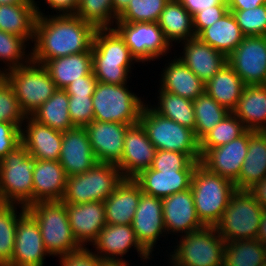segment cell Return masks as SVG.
Wrapping results in <instances>:
<instances>
[{"instance_id": "cell-1", "label": "cell", "mask_w": 266, "mask_h": 266, "mask_svg": "<svg viewBox=\"0 0 266 266\" xmlns=\"http://www.w3.org/2000/svg\"><path fill=\"white\" fill-rule=\"evenodd\" d=\"M39 3V4H38ZM35 0L37 19L31 61L44 65L48 60L89 51L96 28L76 14L46 15ZM40 6V7H39Z\"/></svg>"}, {"instance_id": "cell-2", "label": "cell", "mask_w": 266, "mask_h": 266, "mask_svg": "<svg viewBox=\"0 0 266 266\" xmlns=\"http://www.w3.org/2000/svg\"><path fill=\"white\" fill-rule=\"evenodd\" d=\"M136 62L114 28L96 29L92 43V72L98 82L113 85L128 83L134 63L139 64Z\"/></svg>"}, {"instance_id": "cell-3", "label": "cell", "mask_w": 266, "mask_h": 266, "mask_svg": "<svg viewBox=\"0 0 266 266\" xmlns=\"http://www.w3.org/2000/svg\"><path fill=\"white\" fill-rule=\"evenodd\" d=\"M174 239L173 247L168 246L171 252L166 250L169 266H223L226 242L215 226H204Z\"/></svg>"}, {"instance_id": "cell-4", "label": "cell", "mask_w": 266, "mask_h": 266, "mask_svg": "<svg viewBox=\"0 0 266 266\" xmlns=\"http://www.w3.org/2000/svg\"><path fill=\"white\" fill-rule=\"evenodd\" d=\"M190 189L199 220L205 226H215L220 221L237 190L233 181L211 173L200 163L193 172Z\"/></svg>"}, {"instance_id": "cell-5", "label": "cell", "mask_w": 266, "mask_h": 266, "mask_svg": "<svg viewBox=\"0 0 266 266\" xmlns=\"http://www.w3.org/2000/svg\"><path fill=\"white\" fill-rule=\"evenodd\" d=\"M26 210L37 221L45 248L53 258L83 248L73 235L62 201L36 202Z\"/></svg>"}, {"instance_id": "cell-6", "label": "cell", "mask_w": 266, "mask_h": 266, "mask_svg": "<svg viewBox=\"0 0 266 266\" xmlns=\"http://www.w3.org/2000/svg\"><path fill=\"white\" fill-rule=\"evenodd\" d=\"M130 83L113 85L97 82L92 96L94 119L100 122H116L127 125L139 123L144 96L129 90ZM139 96V97H138Z\"/></svg>"}, {"instance_id": "cell-7", "label": "cell", "mask_w": 266, "mask_h": 266, "mask_svg": "<svg viewBox=\"0 0 266 266\" xmlns=\"http://www.w3.org/2000/svg\"><path fill=\"white\" fill-rule=\"evenodd\" d=\"M139 123L157 150L184 153L192 161L201 160L199 141L194 130L159 115L148 103L143 107Z\"/></svg>"}, {"instance_id": "cell-8", "label": "cell", "mask_w": 266, "mask_h": 266, "mask_svg": "<svg viewBox=\"0 0 266 266\" xmlns=\"http://www.w3.org/2000/svg\"><path fill=\"white\" fill-rule=\"evenodd\" d=\"M34 160L22 144L0 160V203L33 204Z\"/></svg>"}, {"instance_id": "cell-9", "label": "cell", "mask_w": 266, "mask_h": 266, "mask_svg": "<svg viewBox=\"0 0 266 266\" xmlns=\"http://www.w3.org/2000/svg\"><path fill=\"white\" fill-rule=\"evenodd\" d=\"M123 179L116 165L98 162L85 173L67 177L61 201L65 204L104 202Z\"/></svg>"}, {"instance_id": "cell-10", "label": "cell", "mask_w": 266, "mask_h": 266, "mask_svg": "<svg viewBox=\"0 0 266 266\" xmlns=\"http://www.w3.org/2000/svg\"><path fill=\"white\" fill-rule=\"evenodd\" d=\"M263 207L247 190H236L215 225L225 242L256 239Z\"/></svg>"}, {"instance_id": "cell-11", "label": "cell", "mask_w": 266, "mask_h": 266, "mask_svg": "<svg viewBox=\"0 0 266 266\" xmlns=\"http://www.w3.org/2000/svg\"><path fill=\"white\" fill-rule=\"evenodd\" d=\"M6 81L13 88L19 107L26 116H31L57 90L48 70L33 61L7 71Z\"/></svg>"}, {"instance_id": "cell-12", "label": "cell", "mask_w": 266, "mask_h": 266, "mask_svg": "<svg viewBox=\"0 0 266 266\" xmlns=\"http://www.w3.org/2000/svg\"><path fill=\"white\" fill-rule=\"evenodd\" d=\"M113 28L124 39L137 63L163 59L172 47L157 22H116ZM157 59V60H156Z\"/></svg>"}, {"instance_id": "cell-13", "label": "cell", "mask_w": 266, "mask_h": 266, "mask_svg": "<svg viewBox=\"0 0 266 266\" xmlns=\"http://www.w3.org/2000/svg\"><path fill=\"white\" fill-rule=\"evenodd\" d=\"M227 63L246 86L263 85L266 80V36H245L227 57Z\"/></svg>"}, {"instance_id": "cell-14", "label": "cell", "mask_w": 266, "mask_h": 266, "mask_svg": "<svg viewBox=\"0 0 266 266\" xmlns=\"http://www.w3.org/2000/svg\"><path fill=\"white\" fill-rule=\"evenodd\" d=\"M249 144V130L231 142L215 148H199L200 164L211 173L235 182L242 169Z\"/></svg>"}, {"instance_id": "cell-15", "label": "cell", "mask_w": 266, "mask_h": 266, "mask_svg": "<svg viewBox=\"0 0 266 266\" xmlns=\"http://www.w3.org/2000/svg\"><path fill=\"white\" fill-rule=\"evenodd\" d=\"M131 226L138 242L153 256L160 238L167 236L162 199L142 192Z\"/></svg>"}, {"instance_id": "cell-16", "label": "cell", "mask_w": 266, "mask_h": 266, "mask_svg": "<svg viewBox=\"0 0 266 266\" xmlns=\"http://www.w3.org/2000/svg\"><path fill=\"white\" fill-rule=\"evenodd\" d=\"M47 252L35 218L26 211L17 222L16 239L8 266H45Z\"/></svg>"}, {"instance_id": "cell-17", "label": "cell", "mask_w": 266, "mask_h": 266, "mask_svg": "<svg viewBox=\"0 0 266 266\" xmlns=\"http://www.w3.org/2000/svg\"><path fill=\"white\" fill-rule=\"evenodd\" d=\"M91 246L101 259L126 260L124 257L133 249L143 260L142 263L152 260V256L138 242L131 225L106 224Z\"/></svg>"}, {"instance_id": "cell-18", "label": "cell", "mask_w": 266, "mask_h": 266, "mask_svg": "<svg viewBox=\"0 0 266 266\" xmlns=\"http://www.w3.org/2000/svg\"><path fill=\"white\" fill-rule=\"evenodd\" d=\"M163 220L168 235L179 237L202 229L205 225L199 220L191 189L177 192L162 199Z\"/></svg>"}, {"instance_id": "cell-19", "label": "cell", "mask_w": 266, "mask_h": 266, "mask_svg": "<svg viewBox=\"0 0 266 266\" xmlns=\"http://www.w3.org/2000/svg\"><path fill=\"white\" fill-rule=\"evenodd\" d=\"M131 125L93 120L85 128L97 162L117 165L124 150V137Z\"/></svg>"}, {"instance_id": "cell-20", "label": "cell", "mask_w": 266, "mask_h": 266, "mask_svg": "<svg viewBox=\"0 0 266 266\" xmlns=\"http://www.w3.org/2000/svg\"><path fill=\"white\" fill-rule=\"evenodd\" d=\"M157 149L140 123L130 126L124 137V150L116 165L124 178H134L150 168Z\"/></svg>"}, {"instance_id": "cell-21", "label": "cell", "mask_w": 266, "mask_h": 266, "mask_svg": "<svg viewBox=\"0 0 266 266\" xmlns=\"http://www.w3.org/2000/svg\"><path fill=\"white\" fill-rule=\"evenodd\" d=\"M59 163L68 177L85 173L98 163L84 127L62 133Z\"/></svg>"}, {"instance_id": "cell-22", "label": "cell", "mask_w": 266, "mask_h": 266, "mask_svg": "<svg viewBox=\"0 0 266 266\" xmlns=\"http://www.w3.org/2000/svg\"><path fill=\"white\" fill-rule=\"evenodd\" d=\"M66 211L76 241L85 248L97 239L107 224L104 202L101 201L66 204Z\"/></svg>"}, {"instance_id": "cell-23", "label": "cell", "mask_w": 266, "mask_h": 266, "mask_svg": "<svg viewBox=\"0 0 266 266\" xmlns=\"http://www.w3.org/2000/svg\"><path fill=\"white\" fill-rule=\"evenodd\" d=\"M21 144L35 159L59 161L62 132L26 116L21 127Z\"/></svg>"}, {"instance_id": "cell-24", "label": "cell", "mask_w": 266, "mask_h": 266, "mask_svg": "<svg viewBox=\"0 0 266 266\" xmlns=\"http://www.w3.org/2000/svg\"><path fill=\"white\" fill-rule=\"evenodd\" d=\"M178 58L205 84L227 64V56L195 36L180 44Z\"/></svg>"}, {"instance_id": "cell-25", "label": "cell", "mask_w": 266, "mask_h": 266, "mask_svg": "<svg viewBox=\"0 0 266 266\" xmlns=\"http://www.w3.org/2000/svg\"><path fill=\"white\" fill-rule=\"evenodd\" d=\"M67 177L59 161L35 159L33 164V204L61 201L65 193Z\"/></svg>"}, {"instance_id": "cell-26", "label": "cell", "mask_w": 266, "mask_h": 266, "mask_svg": "<svg viewBox=\"0 0 266 266\" xmlns=\"http://www.w3.org/2000/svg\"><path fill=\"white\" fill-rule=\"evenodd\" d=\"M142 189L133 178H124L104 201L106 223L131 225Z\"/></svg>"}, {"instance_id": "cell-27", "label": "cell", "mask_w": 266, "mask_h": 266, "mask_svg": "<svg viewBox=\"0 0 266 266\" xmlns=\"http://www.w3.org/2000/svg\"><path fill=\"white\" fill-rule=\"evenodd\" d=\"M169 58L165 60L168 63L160 71L159 88L192 101L203 94L205 83L178 58L177 54L174 55V59Z\"/></svg>"}, {"instance_id": "cell-28", "label": "cell", "mask_w": 266, "mask_h": 266, "mask_svg": "<svg viewBox=\"0 0 266 266\" xmlns=\"http://www.w3.org/2000/svg\"><path fill=\"white\" fill-rule=\"evenodd\" d=\"M194 171H155L142 170L133 179L140 185L142 192L157 198H166L191 187Z\"/></svg>"}, {"instance_id": "cell-29", "label": "cell", "mask_w": 266, "mask_h": 266, "mask_svg": "<svg viewBox=\"0 0 266 266\" xmlns=\"http://www.w3.org/2000/svg\"><path fill=\"white\" fill-rule=\"evenodd\" d=\"M266 177V132L249 130L248 151L238 179L237 190H248Z\"/></svg>"}, {"instance_id": "cell-30", "label": "cell", "mask_w": 266, "mask_h": 266, "mask_svg": "<svg viewBox=\"0 0 266 266\" xmlns=\"http://www.w3.org/2000/svg\"><path fill=\"white\" fill-rule=\"evenodd\" d=\"M232 113L241 120L247 130L266 132V87L245 86Z\"/></svg>"}, {"instance_id": "cell-31", "label": "cell", "mask_w": 266, "mask_h": 266, "mask_svg": "<svg viewBox=\"0 0 266 266\" xmlns=\"http://www.w3.org/2000/svg\"><path fill=\"white\" fill-rule=\"evenodd\" d=\"M157 23L171 47L195 37L192 15L178 0L166 3Z\"/></svg>"}, {"instance_id": "cell-32", "label": "cell", "mask_w": 266, "mask_h": 266, "mask_svg": "<svg viewBox=\"0 0 266 266\" xmlns=\"http://www.w3.org/2000/svg\"><path fill=\"white\" fill-rule=\"evenodd\" d=\"M36 19L35 0L30 3L0 5V30L21 36L30 45L34 40Z\"/></svg>"}, {"instance_id": "cell-33", "label": "cell", "mask_w": 266, "mask_h": 266, "mask_svg": "<svg viewBox=\"0 0 266 266\" xmlns=\"http://www.w3.org/2000/svg\"><path fill=\"white\" fill-rule=\"evenodd\" d=\"M57 89H65L71 82L92 72V48L89 51L48 60L43 65Z\"/></svg>"}, {"instance_id": "cell-34", "label": "cell", "mask_w": 266, "mask_h": 266, "mask_svg": "<svg viewBox=\"0 0 266 266\" xmlns=\"http://www.w3.org/2000/svg\"><path fill=\"white\" fill-rule=\"evenodd\" d=\"M245 86L240 76L227 63L205 84V92L232 112Z\"/></svg>"}, {"instance_id": "cell-35", "label": "cell", "mask_w": 266, "mask_h": 266, "mask_svg": "<svg viewBox=\"0 0 266 266\" xmlns=\"http://www.w3.org/2000/svg\"><path fill=\"white\" fill-rule=\"evenodd\" d=\"M197 37L227 57L236 49L245 35L242 33L232 12L205 28Z\"/></svg>"}, {"instance_id": "cell-36", "label": "cell", "mask_w": 266, "mask_h": 266, "mask_svg": "<svg viewBox=\"0 0 266 266\" xmlns=\"http://www.w3.org/2000/svg\"><path fill=\"white\" fill-rule=\"evenodd\" d=\"M68 108L67 92L64 89H57L46 102L32 113L31 117L37 122L63 133L74 128Z\"/></svg>"}, {"instance_id": "cell-37", "label": "cell", "mask_w": 266, "mask_h": 266, "mask_svg": "<svg viewBox=\"0 0 266 266\" xmlns=\"http://www.w3.org/2000/svg\"><path fill=\"white\" fill-rule=\"evenodd\" d=\"M157 100L149 106L159 115L171 119L192 130L195 129V112L193 101L158 88ZM157 104V105H156Z\"/></svg>"}, {"instance_id": "cell-38", "label": "cell", "mask_w": 266, "mask_h": 266, "mask_svg": "<svg viewBox=\"0 0 266 266\" xmlns=\"http://www.w3.org/2000/svg\"><path fill=\"white\" fill-rule=\"evenodd\" d=\"M223 266H266V246L257 239L226 242Z\"/></svg>"}, {"instance_id": "cell-39", "label": "cell", "mask_w": 266, "mask_h": 266, "mask_svg": "<svg viewBox=\"0 0 266 266\" xmlns=\"http://www.w3.org/2000/svg\"><path fill=\"white\" fill-rule=\"evenodd\" d=\"M26 211L22 205L0 203V266H8L11 262L17 222Z\"/></svg>"}, {"instance_id": "cell-40", "label": "cell", "mask_w": 266, "mask_h": 266, "mask_svg": "<svg viewBox=\"0 0 266 266\" xmlns=\"http://www.w3.org/2000/svg\"><path fill=\"white\" fill-rule=\"evenodd\" d=\"M193 107L195 112L194 134L198 141L230 113L227 108L221 106L206 92L193 100Z\"/></svg>"}, {"instance_id": "cell-41", "label": "cell", "mask_w": 266, "mask_h": 266, "mask_svg": "<svg viewBox=\"0 0 266 266\" xmlns=\"http://www.w3.org/2000/svg\"><path fill=\"white\" fill-rule=\"evenodd\" d=\"M30 46L32 45H29L23 37L0 30V62L1 65L2 61L3 65L5 63L2 69L7 72L27 65L31 61Z\"/></svg>"}, {"instance_id": "cell-42", "label": "cell", "mask_w": 266, "mask_h": 266, "mask_svg": "<svg viewBox=\"0 0 266 266\" xmlns=\"http://www.w3.org/2000/svg\"><path fill=\"white\" fill-rule=\"evenodd\" d=\"M75 14L96 29L113 28L118 19L112 0H81Z\"/></svg>"}, {"instance_id": "cell-43", "label": "cell", "mask_w": 266, "mask_h": 266, "mask_svg": "<svg viewBox=\"0 0 266 266\" xmlns=\"http://www.w3.org/2000/svg\"><path fill=\"white\" fill-rule=\"evenodd\" d=\"M246 130L241 120L230 112L199 141V148H215L227 144Z\"/></svg>"}, {"instance_id": "cell-44", "label": "cell", "mask_w": 266, "mask_h": 266, "mask_svg": "<svg viewBox=\"0 0 266 266\" xmlns=\"http://www.w3.org/2000/svg\"><path fill=\"white\" fill-rule=\"evenodd\" d=\"M169 0H130L116 22H157Z\"/></svg>"}, {"instance_id": "cell-45", "label": "cell", "mask_w": 266, "mask_h": 266, "mask_svg": "<svg viewBox=\"0 0 266 266\" xmlns=\"http://www.w3.org/2000/svg\"><path fill=\"white\" fill-rule=\"evenodd\" d=\"M245 36H266V4L247 10H229Z\"/></svg>"}, {"instance_id": "cell-46", "label": "cell", "mask_w": 266, "mask_h": 266, "mask_svg": "<svg viewBox=\"0 0 266 266\" xmlns=\"http://www.w3.org/2000/svg\"><path fill=\"white\" fill-rule=\"evenodd\" d=\"M199 163L184 153L157 150L150 168L155 171H194Z\"/></svg>"}, {"instance_id": "cell-47", "label": "cell", "mask_w": 266, "mask_h": 266, "mask_svg": "<svg viewBox=\"0 0 266 266\" xmlns=\"http://www.w3.org/2000/svg\"><path fill=\"white\" fill-rule=\"evenodd\" d=\"M26 115L21 111L13 88L5 81L0 86V122L14 124L22 127Z\"/></svg>"}, {"instance_id": "cell-48", "label": "cell", "mask_w": 266, "mask_h": 266, "mask_svg": "<svg viewBox=\"0 0 266 266\" xmlns=\"http://www.w3.org/2000/svg\"><path fill=\"white\" fill-rule=\"evenodd\" d=\"M69 115L74 127H86L94 119L93 95H68Z\"/></svg>"}, {"instance_id": "cell-49", "label": "cell", "mask_w": 266, "mask_h": 266, "mask_svg": "<svg viewBox=\"0 0 266 266\" xmlns=\"http://www.w3.org/2000/svg\"><path fill=\"white\" fill-rule=\"evenodd\" d=\"M229 11L228 5H216L203 9L192 16L195 36L221 19Z\"/></svg>"}, {"instance_id": "cell-50", "label": "cell", "mask_w": 266, "mask_h": 266, "mask_svg": "<svg viewBox=\"0 0 266 266\" xmlns=\"http://www.w3.org/2000/svg\"><path fill=\"white\" fill-rule=\"evenodd\" d=\"M60 266H100L101 258L93 252V248L80 250L58 258Z\"/></svg>"}, {"instance_id": "cell-51", "label": "cell", "mask_w": 266, "mask_h": 266, "mask_svg": "<svg viewBox=\"0 0 266 266\" xmlns=\"http://www.w3.org/2000/svg\"><path fill=\"white\" fill-rule=\"evenodd\" d=\"M21 144V129L12 123L0 122V160Z\"/></svg>"}, {"instance_id": "cell-52", "label": "cell", "mask_w": 266, "mask_h": 266, "mask_svg": "<svg viewBox=\"0 0 266 266\" xmlns=\"http://www.w3.org/2000/svg\"><path fill=\"white\" fill-rule=\"evenodd\" d=\"M97 82L94 73L91 72L71 82L64 90L68 95H93Z\"/></svg>"}, {"instance_id": "cell-53", "label": "cell", "mask_w": 266, "mask_h": 266, "mask_svg": "<svg viewBox=\"0 0 266 266\" xmlns=\"http://www.w3.org/2000/svg\"><path fill=\"white\" fill-rule=\"evenodd\" d=\"M45 1L44 5H47L48 9L50 8L53 12L56 11L57 15H64V14H75L79 3L76 0H42ZM59 11V12H58Z\"/></svg>"}, {"instance_id": "cell-54", "label": "cell", "mask_w": 266, "mask_h": 266, "mask_svg": "<svg viewBox=\"0 0 266 266\" xmlns=\"http://www.w3.org/2000/svg\"><path fill=\"white\" fill-rule=\"evenodd\" d=\"M184 8L193 16L203 9L216 5H228L227 0H178Z\"/></svg>"}, {"instance_id": "cell-55", "label": "cell", "mask_w": 266, "mask_h": 266, "mask_svg": "<svg viewBox=\"0 0 266 266\" xmlns=\"http://www.w3.org/2000/svg\"><path fill=\"white\" fill-rule=\"evenodd\" d=\"M266 209V177L247 190Z\"/></svg>"}, {"instance_id": "cell-56", "label": "cell", "mask_w": 266, "mask_h": 266, "mask_svg": "<svg viewBox=\"0 0 266 266\" xmlns=\"http://www.w3.org/2000/svg\"><path fill=\"white\" fill-rule=\"evenodd\" d=\"M229 10H247L266 4V0H227Z\"/></svg>"}, {"instance_id": "cell-57", "label": "cell", "mask_w": 266, "mask_h": 266, "mask_svg": "<svg viewBox=\"0 0 266 266\" xmlns=\"http://www.w3.org/2000/svg\"><path fill=\"white\" fill-rule=\"evenodd\" d=\"M256 239L266 246V209L263 210Z\"/></svg>"}, {"instance_id": "cell-58", "label": "cell", "mask_w": 266, "mask_h": 266, "mask_svg": "<svg viewBox=\"0 0 266 266\" xmlns=\"http://www.w3.org/2000/svg\"><path fill=\"white\" fill-rule=\"evenodd\" d=\"M130 0H112L114 14L118 17L128 6Z\"/></svg>"}, {"instance_id": "cell-59", "label": "cell", "mask_w": 266, "mask_h": 266, "mask_svg": "<svg viewBox=\"0 0 266 266\" xmlns=\"http://www.w3.org/2000/svg\"><path fill=\"white\" fill-rule=\"evenodd\" d=\"M131 261L127 260H113V259H101L100 266H130ZM132 266V265H131Z\"/></svg>"}, {"instance_id": "cell-60", "label": "cell", "mask_w": 266, "mask_h": 266, "mask_svg": "<svg viewBox=\"0 0 266 266\" xmlns=\"http://www.w3.org/2000/svg\"><path fill=\"white\" fill-rule=\"evenodd\" d=\"M32 0H0L1 4H18V3H30Z\"/></svg>"}, {"instance_id": "cell-61", "label": "cell", "mask_w": 266, "mask_h": 266, "mask_svg": "<svg viewBox=\"0 0 266 266\" xmlns=\"http://www.w3.org/2000/svg\"><path fill=\"white\" fill-rule=\"evenodd\" d=\"M6 81V72L0 67V86Z\"/></svg>"}]
</instances>
